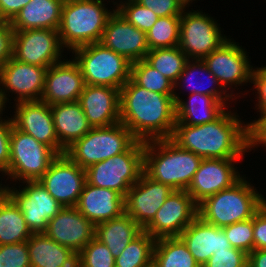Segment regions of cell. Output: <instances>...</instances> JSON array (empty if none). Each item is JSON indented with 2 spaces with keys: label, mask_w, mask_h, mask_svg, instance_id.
<instances>
[{
  "label": "cell",
  "mask_w": 266,
  "mask_h": 267,
  "mask_svg": "<svg viewBox=\"0 0 266 267\" xmlns=\"http://www.w3.org/2000/svg\"><path fill=\"white\" fill-rule=\"evenodd\" d=\"M241 119L237 112L227 108L216 120L206 124H175L170 139L202 159L243 158L249 152V134L248 123Z\"/></svg>",
  "instance_id": "cell-1"
},
{
  "label": "cell",
  "mask_w": 266,
  "mask_h": 267,
  "mask_svg": "<svg viewBox=\"0 0 266 267\" xmlns=\"http://www.w3.org/2000/svg\"><path fill=\"white\" fill-rule=\"evenodd\" d=\"M120 122L142 142L171 138L176 123L173 95L151 92L130 78L120 89Z\"/></svg>",
  "instance_id": "cell-2"
},
{
  "label": "cell",
  "mask_w": 266,
  "mask_h": 267,
  "mask_svg": "<svg viewBox=\"0 0 266 267\" xmlns=\"http://www.w3.org/2000/svg\"><path fill=\"white\" fill-rule=\"evenodd\" d=\"M202 158L169 139L144 142L143 172L173 190H187Z\"/></svg>",
  "instance_id": "cell-3"
},
{
  "label": "cell",
  "mask_w": 266,
  "mask_h": 267,
  "mask_svg": "<svg viewBox=\"0 0 266 267\" xmlns=\"http://www.w3.org/2000/svg\"><path fill=\"white\" fill-rule=\"evenodd\" d=\"M105 0H65L58 33L62 46L74 49L100 42L110 11Z\"/></svg>",
  "instance_id": "cell-4"
},
{
  "label": "cell",
  "mask_w": 266,
  "mask_h": 267,
  "mask_svg": "<svg viewBox=\"0 0 266 267\" xmlns=\"http://www.w3.org/2000/svg\"><path fill=\"white\" fill-rule=\"evenodd\" d=\"M245 178L201 202L198 216L220 228L253 218L265 197Z\"/></svg>",
  "instance_id": "cell-5"
},
{
  "label": "cell",
  "mask_w": 266,
  "mask_h": 267,
  "mask_svg": "<svg viewBox=\"0 0 266 267\" xmlns=\"http://www.w3.org/2000/svg\"><path fill=\"white\" fill-rule=\"evenodd\" d=\"M137 139L121 122L106 127H94L76 140L65 154L81 168L104 161L127 151Z\"/></svg>",
  "instance_id": "cell-6"
},
{
  "label": "cell",
  "mask_w": 266,
  "mask_h": 267,
  "mask_svg": "<svg viewBox=\"0 0 266 267\" xmlns=\"http://www.w3.org/2000/svg\"><path fill=\"white\" fill-rule=\"evenodd\" d=\"M85 84L121 89L130 79L131 62L102 43H91L72 51Z\"/></svg>",
  "instance_id": "cell-7"
},
{
  "label": "cell",
  "mask_w": 266,
  "mask_h": 267,
  "mask_svg": "<svg viewBox=\"0 0 266 267\" xmlns=\"http://www.w3.org/2000/svg\"><path fill=\"white\" fill-rule=\"evenodd\" d=\"M144 169V142L137 140L127 151L85 169L86 182L125 197Z\"/></svg>",
  "instance_id": "cell-8"
},
{
  "label": "cell",
  "mask_w": 266,
  "mask_h": 267,
  "mask_svg": "<svg viewBox=\"0 0 266 267\" xmlns=\"http://www.w3.org/2000/svg\"><path fill=\"white\" fill-rule=\"evenodd\" d=\"M58 155L47 145L38 142L13 125L10 134V162L4 176L18 181H38ZM18 180V181H17Z\"/></svg>",
  "instance_id": "cell-9"
},
{
  "label": "cell",
  "mask_w": 266,
  "mask_h": 267,
  "mask_svg": "<svg viewBox=\"0 0 266 267\" xmlns=\"http://www.w3.org/2000/svg\"><path fill=\"white\" fill-rule=\"evenodd\" d=\"M186 10L180 16L179 47L189 59L203 60L229 37L210 14L198 9Z\"/></svg>",
  "instance_id": "cell-10"
},
{
  "label": "cell",
  "mask_w": 266,
  "mask_h": 267,
  "mask_svg": "<svg viewBox=\"0 0 266 267\" xmlns=\"http://www.w3.org/2000/svg\"><path fill=\"white\" fill-rule=\"evenodd\" d=\"M247 53L249 52H246L238 42L229 38L203 59L208 70L218 79L223 89L234 98L232 102L236 101V96L240 94L238 91L234 96L233 89L250 84L252 80L254 67L251 66ZM229 89H231L230 92Z\"/></svg>",
  "instance_id": "cell-11"
},
{
  "label": "cell",
  "mask_w": 266,
  "mask_h": 267,
  "mask_svg": "<svg viewBox=\"0 0 266 267\" xmlns=\"http://www.w3.org/2000/svg\"><path fill=\"white\" fill-rule=\"evenodd\" d=\"M66 51L58 30L30 29L13 32L12 58L27 64L50 67L61 61Z\"/></svg>",
  "instance_id": "cell-12"
},
{
  "label": "cell",
  "mask_w": 266,
  "mask_h": 267,
  "mask_svg": "<svg viewBox=\"0 0 266 267\" xmlns=\"http://www.w3.org/2000/svg\"><path fill=\"white\" fill-rule=\"evenodd\" d=\"M23 187H9L7 195L23 213L32 233H44L48 222L59 213L63 206L56 201L39 181H24Z\"/></svg>",
  "instance_id": "cell-13"
},
{
  "label": "cell",
  "mask_w": 266,
  "mask_h": 267,
  "mask_svg": "<svg viewBox=\"0 0 266 267\" xmlns=\"http://www.w3.org/2000/svg\"><path fill=\"white\" fill-rule=\"evenodd\" d=\"M197 216L198 205L186 190H174L143 230L155 240L179 237Z\"/></svg>",
  "instance_id": "cell-14"
},
{
  "label": "cell",
  "mask_w": 266,
  "mask_h": 267,
  "mask_svg": "<svg viewBox=\"0 0 266 267\" xmlns=\"http://www.w3.org/2000/svg\"><path fill=\"white\" fill-rule=\"evenodd\" d=\"M63 207L76 206L86 183L85 169L66 154L58 155L38 180Z\"/></svg>",
  "instance_id": "cell-15"
},
{
  "label": "cell",
  "mask_w": 266,
  "mask_h": 267,
  "mask_svg": "<svg viewBox=\"0 0 266 267\" xmlns=\"http://www.w3.org/2000/svg\"><path fill=\"white\" fill-rule=\"evenodd\" d=\"M240 160L242 158L202 159L186 192L199 205L219 191L231 188L244 176L234 167Z\"/></svg>",
  "instance_id": "cell-16"
},
{
  "label": "cell",
  "mask_w": 266,
  "mask_h": 267,
  "mask_svg": "<svg viewBox=\"0 0 266 267\" xmlns=\"http://www.w3.org/2000/svg\"><path fill=\"white\" fill-rule=\"evenodd\" d=\"M48 68L20 62L11 57L0 67V81L6 98L11 101L8 94L14 93L15 103L41 100Z\"/></svg>",
  "instance_id": "cell-17"
},
{
  "label": "cell",
  "mask_w": 266,
  "mask_h": 267,
  "mask_svg": "<svg viewBox=\"0 0 266 267\" xmlns=\"http://www.w3.org/2000/svg\"><path fill=\"white\" fill-rule=\"evenodd\" d=\"M173 191L170 186L154 181L143 172L124 197L125 212L144 229Z\"/></svg>",
  "instance_id": "cell-18"
},
{
  "label": "cell",
  "mask_w": 266,
  "mask_h": 267,
  "mask_svg": "<svg viewBox=\"0 0 266 267\" xmlns=\"http://www.w3.org/2000/svg\"><path fill=\"white\" fill-rule=\"evenodd\" d=\"M70 59L64 58L47 69L41 101L50 106L76 102L84 90L86 84L81 69Z\"/></svg>",
  "instance_id": "cell-19"
},
{
  "label": "cell",
  "mask_w": 266,
  "mask_h": 267,
  "mask_svg": "<svg viewBox=\"0 0 266 267\" xmlns=\"http://www.w3.org/2000/svg\"><path fill=\"white\" fill-rule=\"evenodd\" d=\"M13 126L49 146L59 155V141L55 132L50 105L41 100L21 101L13 105Z\"/></svg>",
  "instance_id": "cell-20"
},
{
  "label": "cell",
  "mask_w": 266,
  "mask_h": 267,
  "mask_svg": "<svg viewBox=\"0 0 266 267\" xmlns=\"http://www.w3.org/2000/svg\"><path fill=\"white\" fill-rule=\"evenodd\" d=\"M100 43L131 63L145 59L150 51L146 33L130 24L116 9L106 22Z\"/></svg>",
  "instance_id": "cell-21"
},
{
  "label": "cell",
  "mask_w": 266,
  "mask_h": 267,
  "mask_svg": "<svg viewBox=\"0 0 266 267\" xmlns=\"http://www.w3.org/2000/svg\"><path fill=\"white\" fill-rule=\"evenodd\" d=\"M44 233L78 254L95 237V226L75 206L63 207Z\"/></svg>",
  "instance_id": "cell-22"
},
{
  "label": "cell",
  "mask_w": 266,
  "mask_h": 267,
  "mask_svg": "<svg viewBox=\"0 0 266 267\" xmlns=\"http://www.w3.org/2000/svg\"><path fill=\"white\" fill-rule=\"evenodd\" d=\"M78 102L92 128L120 122V89L86 84Z\"/></svg>",
  "instance_id": "cell-23"
},
{
  "label": "cell",
  "mask_w": 266,
  "mask_h": 267,
  "mask_svg": "<svg viewBox=\"0 0 266 267\" xmlns=\"http://www.w3.org/2000/svg\"><path fill=\"white\" fill-rule=\"evenodd\" d=\"M188 250L203 267L214 252L232 248L222 228L197 216L179 235Z\"/></svg>",
  "instance_id": "cell-24"
},
{
  "label": "cell",
  "mask_w": 266,
  "mask_h": 267,
  "mask_svg": "<svg viewBox=\"0 0 266 267\" xmlns=\"http://www.w3.org/2000/svg\"><path fill=\"white\" fill-rule=\"evenodd\" d=\"M94 226L125 212L124 196L119 192L85 183L75 206Z\"/></svg>",
  "instance_id": "cell-25"
},
{
  "label": "cell",
  "mask_w": 266,
  "mask_h": 267,
  "mask_svg": "<svg viewBox=\"0 0 266 267\" xmlns=\"http://www.w3.org/2000/svg\"><path fill=\"white\" fill-rule=\"evenodd\" d=\"M55 132L59 141V155L91 129L78 101L57 103L50 106Z\"/></svg>",
  "instance_id": "cell-26"
},
{
  "label": "cell",
  "mask_w": 266,
  "mask_h": 267,
  "mask_svg": "<svg viewBox=\"0 0 266 267\" xmlns=\"http://www.w3.org/2000/svg\"><path fill=\"white\" fill-rule=\"evenodd\" d=\"M181 92H174L176 102V123L185 125H202L216 120L227 108L226 104L210 95L189 94L186 101L180 98Z\"/></svg>",
  "instance_id": "cell-27"
},
{
  "label": "cell",
  "mask_w": 266,
  "mask_h": 267,
  "mask_svg": "<svg viewBox=\"0 0 266 267\" xmlns=\"http://www.w3.org/2000/svg\"><path fill=\"white\" fill-rule=\"evenodd\" d=\"M65 0H30L10 22L14 31L58 30Z\"/></svg>",
  "instance_id": "cell-28"
},
{
  "label": "cell",
  "mask_w": 266,
  "mask_h": 267,
  "mask_svg": "<svg viewBox=\"0 0 266 267\" xmlns=\"http://www.w3.org/2000/svg\"><path fill=\"white\" fill-rule=\"evenodd\" d=\"M27 246L31 267H77V254L45 233H33Z\"/></svg>",
  "instance_id": "cell-29"
},
{
  "label": "cell",
  "mask_w": 266,
  "mask_h": 267,
  "mask_svg": "<svg viewBox=\"0 0 266 267\" xmlns=\"http://www.w3.org/2000/svg\"><path fill=\"white\" fill-rule=\"evenodd\" d=\"M200 74L206 77V79L204 78L205 80L208 79V84L207 82H204V80H202V76V79L200 81L196 79L200 76ZM203 82L204 85L207 86H203ZM185 87H187V90L189 89V91H187L189 92L188 94L199 93L202 95H210L212 97H215L217 100L224 102L226 105L228 104V101L230 102L233 99L231 95L223 89L218 79L208 70L203 60H188L183 72L179 75L177 82L174 84V92H177L178 90H180V88L182 91V89H184Z\"/></svg>",
  "instance_id": "cell-30"
},
{
  "label": "cell",
  "mask_w": 266,
  "mask_h": 267,
  "mask_svg": "<svg viewBox=\"0 0 266 267\" xmlns=\"http://www.w3.org/2000/svg\"><path fill=\"white\" fill-rule=\"evenodd\" d=\"M143 229L124 212L119 217L95 226V237L104 243L116 258Z\"/></svg>",
  "instance_id": "cell-31"
},
{
  "label": "cell",
  "mask_w": 266,
  "mask_h": 267,
  "mask_svg": "<svg viewBox=\"0 0 266 267\" xmlns=\"http://www.w3.org/2000/svg\"><path fill=\"white\" fill-rule=\"evenodd\" d=\"M32 234L23 213L6 194L0 201V245L26 242Z\"/></svg>",
  "instance_id": "cell-32"
},
{
  "label": "cell",
  "mask_w": 266,
  "mask_h": 267,
  "mask_svg": "<svg viewBox=\"0 0 266 267\" xmlns=\"http://www.w3.org/2000/svg\"><path fill=\"white\" fill-rule=\"evenodd\" d=\"M152 267H200L180 237L155 240Z\"/></svg>",
  "instance_id": "cell-33"
},
{
  "label": "cell",
  "mask_w": 266,
  "mask_h": 267,
  "mask_svg": "<svg viewBox=\"0 0 266 267\" xmlns=\"http://www.w3.org/2000/svg\"><path fill=\"white\" fill-rule=\"evenodd\" d=\"M145 60L169 81L175 84L189 58L179 46L150 50Z\"/></svg>",
  "instance_id": "cell-34"
},
{
  "label": "cell",
  "mask_w": 266,
  "mask_h": 267,
  "mask_svg": "<svg viewBox=\"0 0 266 267\" xmlns=\"http://www.w3.org/2000/svg\"><path fill=\"white\" fill-rule=\"evenodd\" d=\"M154 245L155 239L143 230L115 258V267H152Z\"/></svg>",
  "instance_id": "cell-35"
},
{
  "label": "cell",
  "mask_w": 266,
  "mask_h": 267,
  "mask_svg": "<svg viewBox=\"0 0 266 267\" xmlns=\"http://www.w3.org/2000/svg\"><path fill=\"white\" fill-rule=\"evenodd\" d=\"M130 78L151 92L174 95V84L153 68L145 59L131 63Z\"/></svg>",
  "instance_id": "cell-36"
},
{
  "label": "cell",
  "mask_w": 266,
  "mask_h": 267,
  "mask_svg": "<svg viewBox=\"0 0 266 267\" xmlns=\"http://www.w3.org/2000/svg\"><path fill=\"white\" fill-rule=\"evenodd\" d=\"M180 16L158 18L146 33L150 50L179 46Z\"/></svg>",
  "instance_id": "cell-37"
},
{
  "label": "cell",
  "mask_w": 266,
  "mask_h": 267,
  "mask_svg": "<svg viewBox=\"0 0 266 267\" xmlns=\"http://www.w3.org/2000/svg\"><path fill=\"white\" fill-rule=\"evenodd\" d=\"M76 261L77 267H115V257L96 237L77 254Z\"/></svg>",
  "instance_id": "cell-38"
},
{
  "label": "cell",
  "mask_w": 266,
  "mask_h": 267,
  "mask_svg": "<svg viewBox=\"0 0 266 267\" xmlns=\"http://www.w3.org/2000/svg\"><path fill=\"white\" fill-rule=\"evenodd\" d=\"M115 9L130 24L145 33L151 29L158 19V16L151 9L142 6L135 0L122 2Z\"/></svg>",
  "instance_id": "cell-39"
},
{
  "label": "cell",
  "mask_w": 266,
  "mask_h": 267,
  "mask_svg": "<svg viewBox=\"0 0 266 267\" xmlns=\"http://www.w3.org/2000/svg\"><path fill=\"white\" fill-rule=\"evenodd\" d=\"M226 238L234 248L247 254L254 250L253 218L222 227Z\"/></svg>",
  "instance_id": "cell-40"
},
{
  "label": "cell",
  "mask_w": 266,
  "mask_h": 267,
  "mask_svg": "<svg viewBox=\"0 0 266 267\" xmlns=\"http://www.w3.org/2000/svg\"><path fill=\"white\" fill-rule=\"evenodd\" d=\"M0 267H31L27 241L0 245Z\"/></svg>",
  "instance_id": "cell-41"
},
{
  "label": "cell",
  "mask_w": 266,
  "mask_h": 267,
  "mask_svg": "<svg viewBox=\"0 0 266 267\" xmlns=\"http://www.w3.org/2000/svg\"><path fill=\"white\" fill-rule=\"evenodd\" d=\"M203 267H248V254L234 247L216 251Z\"/></svg>",
  "instance_id": "cell-42"
},
{
  "label": "cell",
  "mask_w": 266,
  "mask_h": 267,
  "mask_svg": "<svg viewBox=\"0 0 266 267\" xmlns=\"http://www.w3.org/2000/svg\"><path fill=\"white\" fill-rule=\"evenodd\" d=\"M139 4L151 9L158 18L168 16H181L189 6L183 0H135Z\"/></svg>",
  "instance_id": "cell-43"
},
{
  "label": "cell",
  "mask_w": 266,
  "mask_h": 267,
  "mask_svg": "<svg viewBox=\"0 0 266 267\" xmlns=\"http://www.w3.org/2000/svg\"><path fill=\"white\" fill-rule=\"evenodd\" d=\"M11 118H0V173L5 175L10 162Z\"/></svg>",
  "instance_id": "cell-44"
},
{
  "label": "cell",
  "mask_w": 266,
  "mask_h": 267,
  "mask_svg": "<svg viewBox=\"0 0 266 267\" xmlns=\"http://www.w3.org/2000/svg\"><path fill=\"white\" fill-rule=\"evenodd\" d=\"M251 84H253L255 90V93H257L255 96L256 107L254 109H257L259 114H266V66L256 67L253 69L252 72V80Z\"/></svg>",
  "instance_id": "cell-45"
},
{
  "label": "cell",
  "mask_w": 266,
  "mask_h": 267,
  "mask_svg": "<svg viewBox=\"0 0 266 267\" xmlns=\"http://www.w3.org/2000/svg\"><path fill=\"white\" fill-rule=\"evenodd\" d=\"M256 120L248 123L249 151L258 146L266 147V114H260ZM254 148V149H253Z\"/></svg>",
  "instance_id": "cell-46"
},
{
  "label": "cell",
  "mask_w": 266,
  "mask_h": 267,
  "mask_svg": "<svg viewBox=\"0 0 266 267\" xmlns=\"http://www.w3.org/2000/svg\"><path fill=\"white\" fill-rule=\"evenodd\" d=\"M254 250L266 249V209L262 206L253 216Z\"/></svg>",
  "instance_id": "cell-47"
},
{
  "label": "cell",
  "mask_w": 266,
  "mask_h": 267,
  "mask_svg": "<svg viewBox=\"0 0 266 267\" xmlns=\"http://www.w3.org/2000/svg\"><path fill=\"white\" fill-rule=\"evenodd\" d=\"M13 32L10 22L0 20V67L12 57Z\"/></svg>",
  "instance_id": "cell-48"
},
{
  "label": "cell",
  "mask_w": 266,
  "mask_h": 267,
  "mask_svg": "<svg viewBox=\"0 0 266 267\" xmlns=\"http://www.w3.org/2000/svg\"><path fill=\"white\" fill-rule=\"evenodd\" d=\"M30 0H0V20L11 22Z\"/></svg>",
  "instance_id": "cell-49"
},
{
  "label": "cell",
  "mask_w": 266,
  "mask_h": 267,
  "mask_svg": "<svg viewBox=\"0 0 266 267\" xmlns=\"http://www.w3.org/2000/svg\"><path fill=\"white\" fill-rule=\"evenodd\" d=\"M248 267H266V249L250 252L248 254Z\"/></svg>",
  "instance_id": "cell-50"
},
{
  "label": "cell",
  "mask_w": 266,
  "mask_h": 267,
  "mask_svg": "<svg viewBox=\"0 0 266 267\" xmlns=\"http://www.w3.org/2000/svg\"><path fill=\"white\" fill-rule=\"evenodd\" d=\"M9 102L4 93L1 81H0V118H3V112L5 111L6 105ZM2 114V115H1Z\"/></svg>",
  "instance_id": "cell-51"
},
{
  "label": "cell",
  "mask_w": 266,
  "mask_h": 267,
  "mask_svg": "<svg viewBox=\"0 0 266 267\" xmlns=\"http://www.w3.org/2000/svg\"><path fill=\"white\" fill-rule=\"evenodd\" d=\"M0 201L4 198L7 194V185L2 184V180L0 181Z\"/></svg>",
  "instance_id": "cell-52"
},
{
  "label": "cell",
  "mask_w": 266,
  "mask_h": 267,
  "mask_svg": "<svg viewBox=\"0 0 266 267\" xmlns=\"http://www.w3.org/2000/svg\"><path fill=\"white\" fill-rule=\"evenodd\" d=\"M125 1H128V0H120V1L118 0V1H115V2H114V0H113L112 2H113L114 5H116V6H115V8H116V7L118 6V3L121 4L122 2H125ZM116 2H117V3H116Z\"/></svg>",
  "instance_id": "cell-53"
},
{
  "label": "cell",
  "mask_w": 266,
  "mask_h": 267,
  "mask_svg": "<svg viewBox=\"0 0 266 267\" xmlns=\"http://www.w3.org/2000/svg\"><path fill=\"white\" fill-rule=\"evenodd\" d=\"M183 1H185V3H186L188 6H190V4L193 3V1H196V0H183Z\"/></svg>",
  "instance_id": "cell-54"
},
{
  "label": "cell",
  "mask_w": 266,
  "mask_h": 267,
  "mask_svg": "<svg viewBox=\"0 0 266 267\" xmlns=\"http://www.w3.org/2000/svg\"><path fill=\"white\" fill-rule=\"evenodd\" d=\"M262 206L266 209V198L264 199Z\"/></svg>",
  "instance_id": "cell-55"
}]
</instances>
